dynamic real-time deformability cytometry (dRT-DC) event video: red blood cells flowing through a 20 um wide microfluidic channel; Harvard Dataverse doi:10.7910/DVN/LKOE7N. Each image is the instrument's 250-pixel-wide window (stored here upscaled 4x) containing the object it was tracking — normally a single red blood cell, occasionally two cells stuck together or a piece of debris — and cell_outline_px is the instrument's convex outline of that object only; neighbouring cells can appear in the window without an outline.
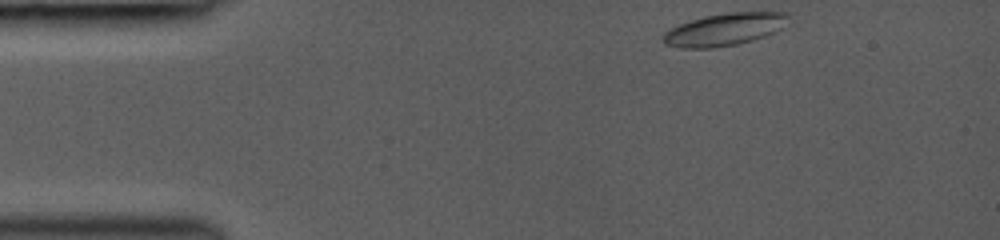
{"species": "common noctule bat (a hibernating species)", "species_latin": "Nyctalus noctula", "temperature_condition": "room temperature", "stored_images_in_passage": 37, "camera_frame_rate_fps": 3000, "um_per_image_px": 0.085, "animal": {"sex": "female", "body_mass_g": 19.0, "forearm_length_mm": 53.3}, "frame": {"image": 1, "passage_image": 1, "time_ms": 0.0, "image_size_px": [1000, 240], "cell_outline_px": [[792, 16], [784, 28], [776, 32], [752, 40], [736, 44], [712, 48], [680, 48], [664, 44], [664, 32], [668, 28], [688, 20], [704, 16], [728, 12], [788, 12]], "centroid_in_image_um": [61.61, 2.48], "position_along_channel_um": 23.4, "area_um2": 24.04}}
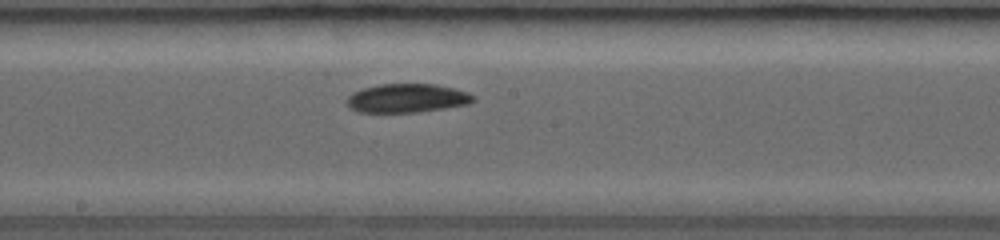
{"frame": {"image": 2, "passage_image": 20, "time_ms": 6.333, "image_size_px": [1000, 240], "cell_outline_px": [[476, 100], [468, 104], [444, 108], [416, 112], [360, 112], [352, 108], [348, 104], [348, 96], [352, 92], [364, 88], [380, 84], [436, 84], [456, 88], [468, 92], [476, 96]], "centroid_in_image_um": [34.66, 8.33], "position_along_channel_um": 213.5, "area_um2": 21.15}}
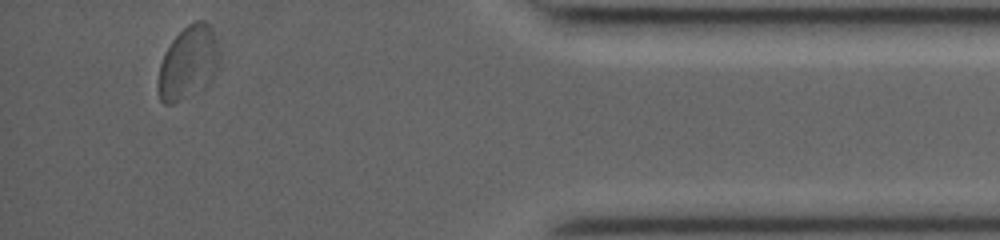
{"frame": {"image": 3, "passage_image": 37, "time_ms": 12.0, "image_size_px": [1000, 240], "cell_outline_px": [[216, 68], [212, 80], [204, 88], [172, 104], [164, 104], [160, 100], [160, 64], [164, 52], [172, 40], [188, 24], [196, 20], [204, 20], [212, 28], [216, 44]], "centroid_in_image_um": [15.98, 5.32], "position_along_channel_um": 419.2, "area_um2": 25.26}, "authors_computed_cell_mechanics": {"area_um2": 21.7328, "velocity_mm_per_s": 4.2061, "shape_relaxation_time_tau1_ms": 7.4886, "shape_relaxation_time_tau2_ms": 2.8274, "deformation_change_tau1": 0.1194, "deformation_change_tau2": 0.0589}}